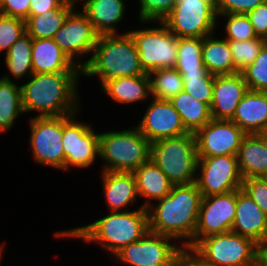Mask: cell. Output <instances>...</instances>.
I'll use <instances>...</instances> for the list:
<instances>
[{"mask_svg": "<svg viewBox=\"0 0 267 266\" xmlns=\"http://www.w3.org/2000/svg\"><path fill=\"white\" fill-rule=\"evenodd\" d=\"M201 198L196 183L173 185L156 206L151 204L147 208L149 231L182 240V247L190 251L194 247Z\"/></svg>", "mask_w": 267, "mask_h": 266, "instance_id": "obj_1", "label": "cell"}, {"mask_svg": "<svg viewBox=\"0 0 267 266\" xmlns=\"http://www.w3.org/2000/svg\"><path fill=\"white\" fill-rule=\"evenodd\" d=\"M82 72L33 73L21 85L24 113L39 117L65 116L79 112L78 79Z\"/></svg>", "mask_w": 267, "mask_h": 266, "instance_id": "obj_2", "label": "cell"}, {"mask_svg": "<svg viewBox=\"0 0 267 266\" xmlns=\"http://www.w3.org/2000/svg\"><path fill=\"white\" fill-rule=\"evenodd\" d=\"M149 231L148 211L140 206L135 211H115L91 224L57 231L55 237L83 239L96 242L113 256L123 247L139 241Z\"/></svg>", "mask_w": 267, "mask_h": 266, "instance_id": "obj_3", "label": "cell"}, {"mask_svg": "<svg viewBox=\"0 0 267 266\" xmlns=\"http://www.w3.org/2000/svg\"><path fill=\"white\" fill-rule=\"evenodd\" d=\"M146 74L140 65L135 42L129 32L98 35L93 54L82 62V75L100 78L101 85L118 77Z\"/></svg>", "mask_w": 267, "mask_h": 266, "instance_id": "obj_4", "label": "cell"}, {"mask_svg": "<svg viewBox=\"0 0 267 266\" xmlns=\"http://www.w3.org/2000/svg\"><path fill=\"white\" fill-rule=\"evenodd\" d=\"M150 155L151 142L137 126L99 134V157L106 164L102 171L134 172Z\"/></svg>", "mask_w": 267, "mask_h": 266, "instance_id": "obj_5", "label": "cell"}, {"mask_svg": "<svg viewBox=\"0 0 267 266\" xmlns=\"http://www.w3.org/2000/svg\"><path fill=\"white\" fill-rule=\"evenodd\" d=\"M150 159L173 185L196 182L197 148L194 133H186L151 143Z\"/></svg>", "mask_w": 267, "mask_h": 266, "instance_id": "obj_6", "label": "cell"}, {"mask_svg": "<svg viewBox=\"0 0 267 266\" xmlns=\"http://www.w3.org/2000/svg\"><path fill=\"white\" fill-rule=\"evenodd\" d=\"M257 243L232 231L201 239L190 252L205 266H253Z\"/></svg>", "mask_w": 267, "mask_h": 266, "instance_id": "obj_7", "label": "cell"}, {"mask_svg": "<svg viewBox=\"0 0 267 266\" xmlns=\"http://www.w3.org/2000/svg\"><path fill=\"white\" fill-rule=\"evenodd\" d=\"M161 27L131 30L139 53L140 65L145 73L164 68H174L177 63L178 37L163 22Z\"/></svg>", "mask_w": 267, "mask_h": 266, "instance_id": "obj_8", "label": "cell"}, {"mask_svg": "<svg viewBox=\"0 0 267 266\" xmlns=\"http://www.w3.org/2000/svg\"><path fill=\"white\" fill-rule=\"evenodd\" d=\"M171 13L163 20L178 38H204L215 33L217 12L206 0H177Z\"/></svg>", "mask_w": 267, "mask_h": 266, "instance_id": "obj_9", "label": "cell"}, {"mask_svg": "<svg viewBox=\"0 0 267 266\" xmlns=\"http://www.w3.org/2000/svg\"><path fill=\"white\" fill-rule=\"evenodd\" d=\"M174 238L148 231L139 241L123 247L114 256L130 266H172L185 251L184 247L170 243Z\"/></svg>", "mask_w": 267, "mask_h": 266, "instance_id": "obj_10", "label": "cell"}, {"mask_svg": "<svg viewBox=\"0 0 267 266\" xmlns=\"http://www.w3.org/2000/svg\"><path fill=\"white\" fill-rule=\"evenodd\" d=\"M30 121V147L38 164L65 170L63 116H35Z\"/></svg>", "mask_w": 267, "mask_h": 266, "instance_id": "obj_11", "label": "cell"}, {"mask_svg": "<svg viewBox=\"0 0 267 266\" xmlns=\"http://www.w3.org/2000/svg\"><path fill=\"white\" fill-rule=\"evenodd\" d=\"M196 185L203 197L225 194L241 189V176L237 156L223 155L198 157Z\"/></svg>", "mask_w": 267, "mask_h": 266, "instance_id": "obj_12", "label": "cell"}, {"mask_svg": "<svg viewBox=\"0 0 267 266\" xmlns=\"http://www.w3.org/2000/svg\"><path fill=\"white\" fill-rule=\"evenodd\" d=\"M75 115L63 116L62 146L67 170L90 167L99 156V133H95L88 123L76 120Z\"/></svg>", "mask_w": 267, "mask_h": 266, "instance_id": "obj_13", "label": "cell"}, {"mask_svg": "<svg viewBox=\"0 0 267 266\" xmlns=\"http://www.w3.org/2000/svg\"><path fill=\"white\" fill-rule=\"evenodd\" d=\"M237 205V190L201 198L194 246L203 238L231 231Z\"/></svg>", "mask_w": 267, "mask_h": 266, "instance_id": "obj_14", "label": "cell"}, {"mask_svg": "<svg viewBox=\"0 0 267 266\" xmlns=\"http://www.w3.org/2000/svg\"><path fill=\"white\" fill-rule=\"evenodd\" d=\"M247 134L231 120L211 119L194 133L197 156H237L242 139Z\"/></svg>", "mask_w": 267, "mask_h": 266, "instance_id": "obj_15", "label": "cell"}, {"mask_svg": "<svg viewBox=\"0 0 267 266\" xmlns=\"http://www.w3.org/2000/svg\"><path fill=\"white\" fill-rule=\"evenodd\" d=\"M75 11L74 9L68 15L53 40L82 69V60L79 56L93 54L98 34L87 16L83 12ZM76 57L81 61L79 62Z\"/></svg>", "mask_w": 267, "mask_h": 266, "instance_id": "obj_16", "label": "cell"}, {"mask_svg": "<svg viewBox=\"0 0 267 266\" xmlns=\"http://www.w3.org/2000/svg\"><path fill=\"white\" fill-rule=\"evenodd\" d=\"M137 128L151 143L189 133L172 103L159 99H152Z\"/></svg>", "mask_w": 267, "mask_h": 266, "instance_id": "obj_17", "label": "cell"}, {"mask_svg": "<svg viewBox=\"0 0 267 266\" xmlns=\"http://www.w3.org/2000/svg\"><path fill=\"white\" fill-rule=\"evenodd\" d=\"M248 90L242 72L214 76L213 97L210 105L212 119L231 120Z\"/></svg>", "mask_w": 267, "mask_h": 266, "instance_id": "obj_18", "label": "cell"}, {"mask_svg": "<svg viewBox=\"0 0 267 266\" xmlns=\"http://www.w3.org/2000/svg\"><path fill=\"white\" fill-rule=\"evenodd\" d=\"M231 231L260 244L267 241V215L243 190H237V205Z\"/></svg>", "mask_w": 267, "mask_h": 266, "instance_id": "obj_19", "label": "cell"}, {"mask_svg": "<svg viewBox=\"0 0 267 266\" xmlns=\"http://www.w3.org/2000/svg\"><path fill=\"white\" fill-rule=\"evenodd\" d=\"M33 73L82 72L53 39H33Z\"/></svg>", "mask_w": 267, "mask_h": 266, "instance_id": "obj_20", "label": "cell"}, {"mask_svg": "<svg viewBox=\"0 0 267 266\" xmlns=\"http://www.w3.org/2000/svg\"><path fill=\"white\" fill-rule=\"evenodd\" d=\"M231 121L246 134L254 135L266 131L267 92L248 90Z\"/></svg>", "mask_w": 267, "mask_h": 266, "instance_id": "obj_21", "label": "cell"}, {"mask_svg": "<svg viewBox=\"0 0 267 266\" xmlns=\"http://www.w3.org/2000/svg\"><path fill=\"white\" fill-rule=\"evenodd\" d=\"M101 175L103 192L110 212L126 211L124 207L137 201L138 193L133 172L102 171Z\"/></svg>", "mask_w": 267, "mask_h": 266, "instance_id": "obj_22", "label": "cell"}, {"mask_svg": "<svg viewBox=\"0 0 267 266\" xmlns=\"http://www.w3.org/2000/svg\"><path fill=\"white\" fill-rule=\"evenodd\" d=\"M125 0H84L82 12L98 35L117 34L116 25L123 20Z\"/></svg>", "mask_w": 267, "mask_h": 266, "instance_id": "obj_23", "label": "cell"}, {"mask_svg": "<svg viewBox=\"0 0 267 266\" xmlns=\"http://www.w3.org/2000/svg\"><path fill=\"white\" fill-rule=\"evenodd\" d=\"M101 91L116 103L131 104L151 96V79L148 73L138 76L118 77L106 81Z\"/></svg>", "mask_w": 267, "mask_h": 266, "instance_id": "obj_24", "label": "cell"}, {"mask_svg": "<svg viewBox=\"0 0 267 266\" xmlns=\"http://www.w3.org/2000/svg\"><path fill=\"white\" fill-rule=\"evenodd\" d=\"M133 174L136 179L137 193L139 197L141 196L145 199H149V201H145L142 205L145 209L153 203V199L158 201L171 192L173 184L151 159L144 162L133 172Z\"/></svg>", "mask_w": 267, "mask_h": 266, "instance_id": "obj_25", "label": "cell"}, {"mask_svg": "<svg viewBox=\"0 0 267 266\" xmlns=\"http://www.w3.org/2000/svg\"><path fill=\"white\" fill-rule=\"evenodd\" d=\"M237 160L243 180L267 177V151L256 134H247L242 139Z\"/></svg>", "mask_w": 267, "mask_h": 266, "instance_id": "obj_26", "label": "cell"}, {"mask_svg": "<svg viewBox=\"0 0 267 266\" xmlns=\"http://www.w3.org/2000/svg\"><path fill=\"white\" fill-rule=\"evenodd\" d=\"M169 101L179 113L185 129L190 133H195L212 119L210 106L186 91L179 92Z\"/></svg>", "mask_w": 267, "mask_h": 266, "instance_id": "obj_27", "label": "cell"}, {"mask_svg": "<svg viewBox=\"0 0 267 266\" xmlns=\"http://www.w3.org/2000/svg\"><path fill=\"white\" fill-rule=\"evenodd\" d=\"M203 64L212 75L235 73L231 50L228 41L214 38V33L203 38Z\"/></svg>", "mask_w": 267, "mask_h": 266, "instance_id": "obj_28", "label": "cell"}, {"mask_svg": "<svg viewBox=\"0 0 267 266\" xmlns=\"http://www.w3.org/2000/svg\"><path fill=\"white\" fill-rule=\"evenodd\" d=\"M75 5L63 2L59 7L40 15H29L26 21V32L32 39H53L56 32L64 25Z\"/></svg>", "mask_w": 267, "mask_h": 266, "instance_id": "obj_29", "label": "cell"}, {"mask_svg": "<svg viewBox=\"0 0 267 266\" xmlns=\"http://www.w3.org/2000/svg\"><path fill=\"white\" fill-rule=\"evenodd\" d=\"M24 114L21 86H17L10 75L0 78V132L13 128L16 118Z\"/></svg>", "mask_w": 267, "mask_h": 266, "instance_id": "obj_30", "label": "cell"}, {"mask_svg": "<svg viewBox=\"0 0 267 266\" xmlns=\"http://www.w3.org/2000/svg\"><path fill=\"white\" fill-rule=\"evenodd\" d=\"M32 43L33 39L25 32L22 36L10 47L5 56V64L12 78L20 79L29 77L33 74L32 69Z\"/></svg>", "mask_w": 267, "mask_h": 266, "instance_id": "obj_31", "label": "cell"}, {"mask_svg": "<svg viewBox=\"0 0 267 266\" xmlns=\"http://www.w3.org/2000/svg\"><path fill=\"white\" fill-rule=\"evenodd\" d=\"M203 38H178L177 63L179 73L208 72L202 58Z\"/></svg>", "mask_w": 267, "mask_h": 266, "instance_id": "obj_32", "label": "cell"}, {"mask_svg": "<svg viewBox=\"0 0 267 266\" xmlns=\"http://www.w3.org/2000/svg\"><path fill=\"white\" fill-rule=\"evenodd\" d=\"M149 75L153 99L171 100L183 91L182 75L175 68L157 69Z\"/></svg>", "mask_w": 267, "mask_h": 266, "instance_id": "obj_33", "label": "cell"}, {"mask_svg": "<svg viewBox=\"0 0 267 266\" xmlns=\"http://www.w3.org/2000/svg\"><path fill=\"white\" fill-rule=\"evenodd\" d=\"M183 80V91L188 92L200 102L209 106L213 97L214 76L209 72L180 73Z\"/></svg>", "mask_w": 267, "mask_h": 266, "instance_id": "obj_34", "label": "cell"}, {"mask_svg": "<svg viewBox=\"0 0 267 266\" xmlns=\"http://www.w3.org/2000/svg\"><path fill=\"white\" fill-rule=\"evenodd\" d=\"M228 43L236 73L241 72L248 65L254 62L267 41L263 38L257 37L247 41H228Z\"/></svg>", "mask_w": 267, "mask_h": 266, "instance_id": "obj_35", "label": "cell"}, {"mask_svg": "<svg viewBox=\"0 0 267 266\" xmlns=\"http://www.w3.org/2000/svg\"><path fill=\"white\" fill-rule=\"evenodd\" d=\"M241 72L249 90L267 92V43L254 62Z\"/></svg>", "mask_w": 267, "mask_h": 266, "instance_id": "obj_36", "label": "cell"}, {"mask_svg": "<svg viewBox=\"0 0 267 266\" xmlns=\"http://www.w3.org/2000/svg\"><path fill=\"white\" fill-rule=\"evenodd\" d=\"M219 16L227 19L225 24L227 41H247L257 38L253 25L246 14H220Z\"/></svg>", "mask_w": 267, "mask_h": 266, "instance_id": "obj_37", "label": "cell"}, {"mask_svg": "<svg viewBox=\"0 0 267 266\" xmlns=\"http://www.w3.org/2000/svg\"><path fill=\"white\" fill-rule=\"evenodd\" d=\"M26 32V21L0 13V53L10 47Z\"/></svg>", "mask_w": 267, "mask_h": 266, "instance_id": "obj_38", "label": "cell"}, {"mask_svg": "<svg viewBox=\"0 0 267 266\" xmlns=\"http://www.w3.org/2000/svg\"><path fill=\"white\" fill-rule=\"evenodd\" d=\"M139 22L163 21L172 11L177 0H139Z\"/></svg>", "mask_w": 267, "mask_h": 266, "instance_id": "obj_39", "label": "cell"}, {"mask_svg": "<svg viewBox=\"0 0 267 266\" xmlns=\"http://www.w3.org/2000/svg\"><path fill=\"white\" fill-rule=\"evenodd\" d=\"M241 190L267 215V177L244 179Z\"/></svg>", "mask_w": 267, "mask_h": 266, "instance_id": "obj_40", "label": "cell"}, {"mask_svg": "<svg viewBox=\"0 0 267 266\" xmlns=\"http://www.w3.org/2000/svg\"><path fill=\"white\" fill-rule=\"evenodd\" d=\"M267 0H216L217 15L246 14Z\"/></svg>", "mask_w": 267, "mask_h": 266, "instance_id": "obj_41", "label": "cell"}, {"mask_svg": "<svg viewBox=\"0 0 267 266\" xmlns=\"http://www.w3.org/2000/svg\"><path fill=\"white\" fill-rule=\"evenodd\" d=\"M246 16L253 25L256 36L267 41V1L246 13Z\"/></svg>", "mask_w": 267, "mask_h": 266, "instance_id": "obj_42", "label": "cell"}, {"mask_svg": "<svg viewBox=\"0 0 267 266\" xmlns=\"http://www.w3.org/2000/svg\"><path fill=\"white\" fill-rule=\"evenodd\" d=\"M31 0H3L0 13L26 20L29 16Z\"/></svg>", "mask_w": 267, "mask_h": 266, "instance_id": "obj_43", "label": "cell"}, {"mask_svg": "<svg viewBox=\"0 0 267 266\" xmlns=\"http://www.w3.org/2000/svg\"><path fill=\"white\" fill-rule=\"evenodd\" d=\"M63 0H31L29 15H40L46 11L56 9Z\"/></svg>", "mask_w": 267, "mask_h": 266, "instance_id": "obj_44", "label": "cell"}, {"mask_svg": "<svg viewBox=\"0 0 267 266\" xmlns=\"http://www.w3.org/2000/svg\"><path fill=\"white\" fill-rule=\"evenodd\" d=\"M172 266H205L190 251H184Z\"/></svg>", "mask_w": 267, "mask_h": 266, "instance_id": "obj_45", "label": "cell"}, {"mask_svg": "<svg viewBox=\"0 0 267 266\" xmlns=\"http://www.w3.org/2000/svg\"><path fill=\"white\" fill-rule=\"evenodd\" d=\"M256 265L267 266V241L257 244Z\"/></svg>", "mask_w": 267, "mask_h": 266, "instance_id": "obj_46", "label": "cell"}, {"mask_svg": "<svg viewBox=\"0 0 267 266\" xmlns=\"http://www.w3.org/2000/svg\"><path fill=\"white\" fill-rule=\"evenodd\" d=\"M256 135L262 140V144L267 151V132L264 131V132L258 133Z\"/></svg>", "mask_w": 267, "mask_h": 266, "instance_id": "obj_47", "label": "cell"}, {"mask_svg": "<svg viewBox=\"0 0 267 266\" xmlns=\"http://www.w3.org/2000/svg\"><path fill=\"white\" fill-rule=\"evenodd\" d=\"M64 2H66L67 4H72V5H74V4H76V2L78 1V0H63Z\"/></svg>", "mask_w": 267, "mask_h": 266, "instance_id": "obj_48", "label": "cell"}, {"mask_svg": "<svg viewBox=\"0 0 267 266\" xmlns=\"http://www.w3.org/2000/svg\"><path fill=\"white\" fill-rule=\"evenodd\" d=\"M3 247H4V246L0 244V263H1V258H3V257H2V254H3V252H2V251H3Z\"/></svg>", "mask_w": 267, "mask_h": 266, "instance_id": "obj_49", "label": "cell"}, {"mask_svg": "<svg viewBox=\"0 0 267 266\" xmlns=\"http://www.w3.org/2000/svg\"><path fill=\"white\" fill-rule=\"evenodd\" d=\"M206 1H209V2L213 3L214 5L216 4V0H206Z\"/></svg>", "mask_w": 267, "mask_h": 266, "instance_id": "obj_50", "label": "cell"}]
</instances>
